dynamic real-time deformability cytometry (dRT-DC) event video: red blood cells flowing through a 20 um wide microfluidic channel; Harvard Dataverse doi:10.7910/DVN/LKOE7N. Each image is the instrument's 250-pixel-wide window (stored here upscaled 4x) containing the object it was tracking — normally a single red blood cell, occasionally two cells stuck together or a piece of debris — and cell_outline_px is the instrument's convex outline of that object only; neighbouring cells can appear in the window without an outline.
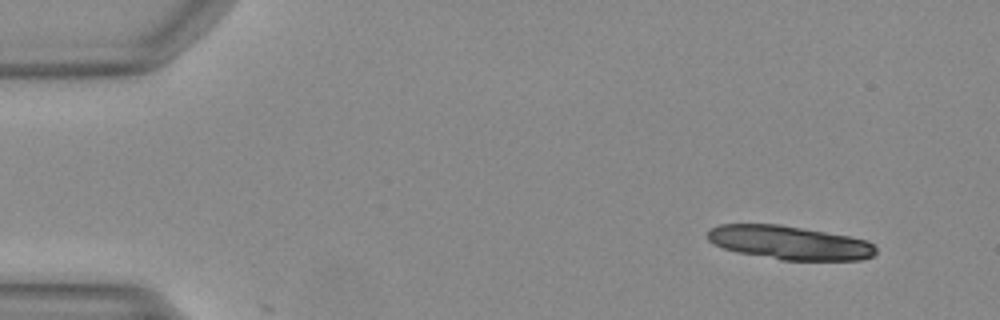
{"species": "Egyptian fruit bat (a non-hibernating species)", "species_latin": "Rousettus aegyptiacus", "temperature_condition": "warm", "stored_images_in_passage": 2, "camera_frame_rate_fps": 3000, "um_per_image_px": 0.085, "animal": {"sex": "female"}, "frame": {"image": 1, "passage_image": 1, "time_ms": 0.0, "image_size_px": [1000, 320], "cell_outline_px": [[876, 252], [872, 256], [860, 260], [780, 260], [736, 252], [724, 248], [708, 240], [708, 228], [720, 224], [780, 224], [848, 236], [868, 240], [876, 248]], "centroid_in_image_um": [67.09, 20.62], "position_along_channel_um": 17.9, "area_um2": 33.06}}